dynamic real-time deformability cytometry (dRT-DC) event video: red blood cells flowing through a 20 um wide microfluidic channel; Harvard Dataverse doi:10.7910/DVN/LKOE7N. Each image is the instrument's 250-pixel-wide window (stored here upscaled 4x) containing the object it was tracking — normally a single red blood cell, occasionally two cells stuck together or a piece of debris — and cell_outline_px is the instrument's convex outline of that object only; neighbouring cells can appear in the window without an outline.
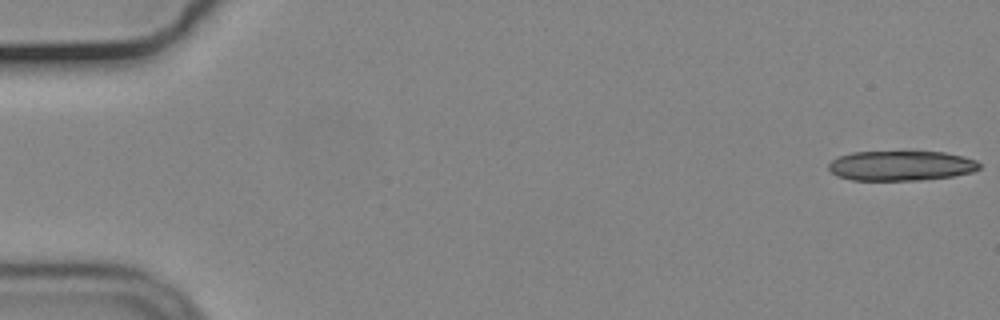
{"species": "common noctule bat (a hibernating species)", "species_latin": "Nyctalus noctula", "temperature_condition": "cold", "stored_images_in_passage": 16, "camera_frame_rate_fps": 3000, "um_per_image_px": 0.085, "animal": {"sex": "male", "body_mass_g": 19.2, "forearm_length_mm": 51.8}, "frame": {"image": 1, "passage_image": 1, "time_ms": 0.0, "image_size_px": [1000, 320], "cell_outline_px": [[980, 168], [972, 172], [952, 176], [920, 180], [852, 180], [836, 176], [828, 168], [828, 164], [832, 160], [840, 156], [852, 152], [912, 148], [916, 148], [944, 152], [964, 156], [976, 160], [980, 164]], "centroid_in_image_um": [76.6, 14.02], "position_along_channel_um": 8.4, "area_um2": 27.63}}